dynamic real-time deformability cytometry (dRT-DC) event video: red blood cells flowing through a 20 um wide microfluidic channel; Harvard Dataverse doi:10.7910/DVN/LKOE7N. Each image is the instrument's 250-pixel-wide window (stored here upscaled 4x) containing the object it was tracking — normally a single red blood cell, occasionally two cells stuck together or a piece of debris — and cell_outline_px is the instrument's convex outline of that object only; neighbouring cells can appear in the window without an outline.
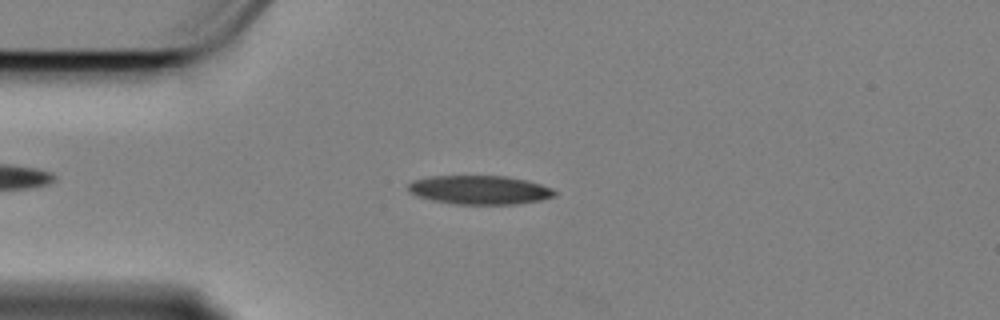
{"species": "Egyptian fruit bat (a non-hibernating species)", "species_latin": "Rousettus aegyptiacus", "temperature_condition": "cold", "stored_images_in_passage": 54, "camera_frame_rate_fps": 3000, "um_per_image_px": 0.085, "animal": {"sex": "female"}, "frame": {"image": 1, "passage_image": 10, "time_ms": 3.0, "image_size_px": [1000, 320], "cell_outline_px": [[556, 196], [540, 200], [512, 204], [456, 204], [432, 200], [420, 196], [412, 192], [408, 188], [408, 184], [412, 180], [432, 176], [504, 176], [524, 180], [540, 184], [552, 188], [556, 192]], "centroid_in_image_um": [40.78, 16.14], "position_along_channel_um": 44.2, "area_um2": 24.28}}
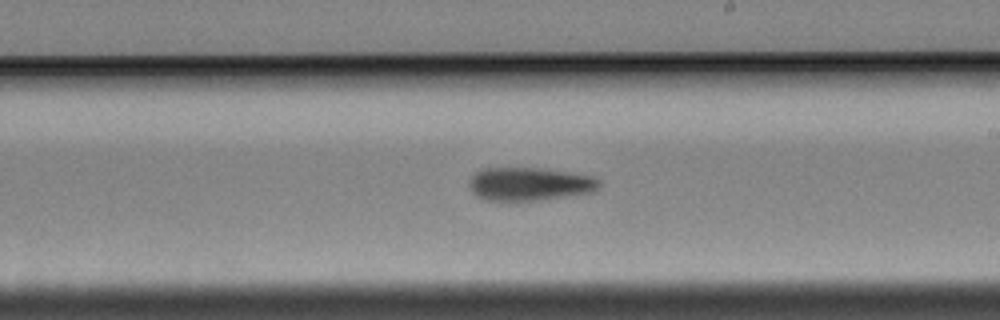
{"frame": {"image": 2, "passage_image": 29, "time_ms": 9.333, "image_size_px": [1000, 320], "cell_outline_px": [[600, 184], [592, 192], [536, 200], [484, 200], [476, 196], [472, 192], [472, 176], [480, 168], [540, 168], [568, 172], [592, 176], [600, 180]], "centroid_in_image_um": [45.0, 15.63], "position_along_channel_um": 244.0, "area_um2": 24.74}}
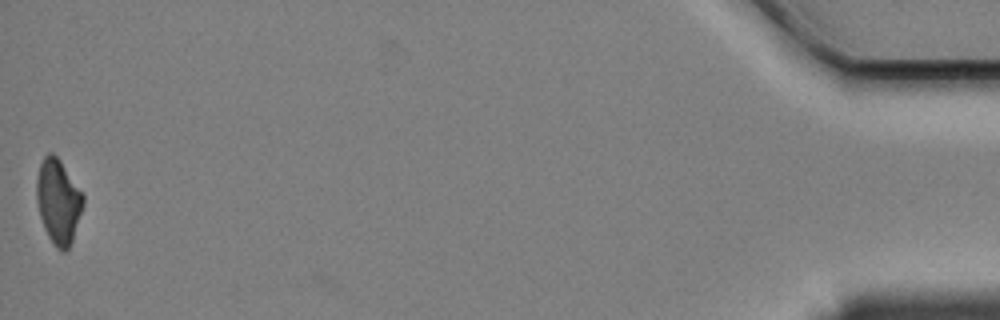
{"frame": {"image": 3, "passage_image": 54, "time_ms": 17.667, "image_size_px": [1000, 320], "cell_outline_px": [[84, 204], [72, 240], [68, 248], [64, 252], [60, 252], [56, 248], [48, 236], [44, 228], [40, 216], [36, 200], [36, 180], [40, 164], [44, 156], [48, 152], [52, 152], [60, 160], [84, 196]], "centroid_in_image_um": [4.94, 17.12], "position_along_channel_um": 430.3, "area_um2": 22.83}, "authors_computed_cell_mechanics": {"area_um2": 24.7962, "velocity_mm_per_s": 3.3959, "shape_relaxation_time_tau1_ms": 5.0238, "shape_relaxation_time_tau2_ms": null, "deformation_change_tau1": 0.1303, "deformation_change_tau2": null}}